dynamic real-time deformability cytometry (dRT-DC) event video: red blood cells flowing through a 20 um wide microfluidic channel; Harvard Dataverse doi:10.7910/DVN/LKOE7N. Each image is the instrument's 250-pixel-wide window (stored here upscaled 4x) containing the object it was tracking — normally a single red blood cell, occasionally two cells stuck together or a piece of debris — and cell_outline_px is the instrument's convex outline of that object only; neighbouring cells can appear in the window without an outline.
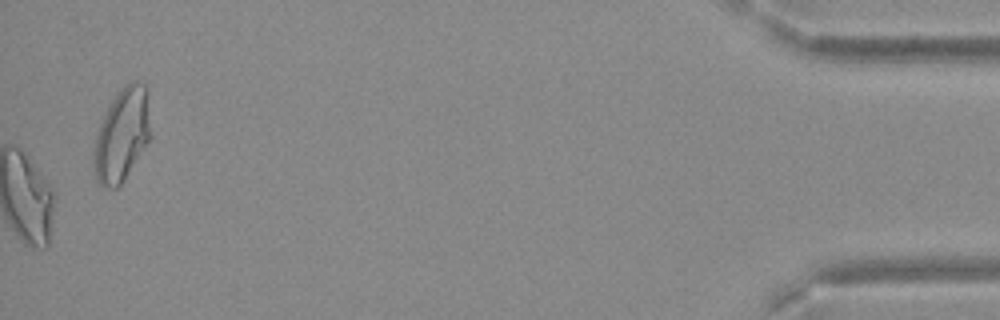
{"species": "Egyptian fruit bat (a non-hibernating species)", "species_latin": "Rousettus aegyptiacus", "temperature_condition": "warm", "stored_images_in_passage": 64, "camera_frame_rate_fps": 3000, "um_per_image_px": 0.085, "frame": {"image": 1, "passage_image": 64, "time_ms": 21.0, "image_size_px": [1000, 320], "cell_outline_px": [[152, 136], [124, 180], [116, 188], [104, 188], [96, 180], [92, 168], [92, 156], [96, 132], [100, 120], [116, 92], [124, 84], [132, 80], [136, 80], [144, 84], [152, 132]], "centroid_in_image_um": [10.33, 11.48], "position_along_channel_um": 424.9, "area_um2": 31.39}}